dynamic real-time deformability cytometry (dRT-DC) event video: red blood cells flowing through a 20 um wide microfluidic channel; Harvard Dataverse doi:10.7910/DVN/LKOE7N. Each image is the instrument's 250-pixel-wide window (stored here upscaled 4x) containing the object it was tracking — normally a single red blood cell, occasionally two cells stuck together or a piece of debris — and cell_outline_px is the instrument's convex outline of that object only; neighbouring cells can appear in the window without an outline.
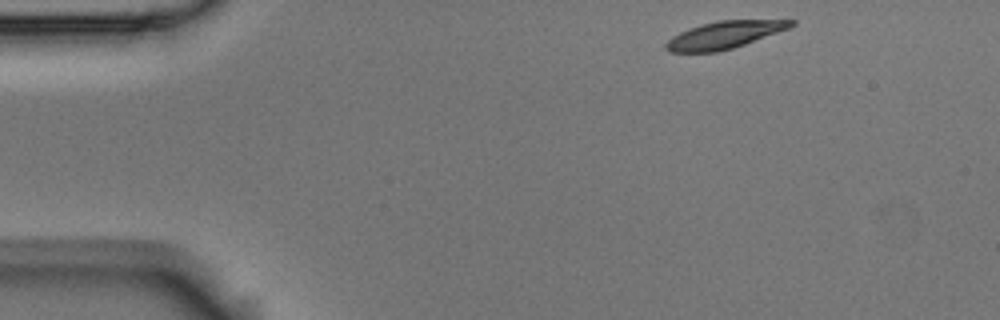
{"species": "Egyptian fruit bat (a non-hibernating species)", "species_latin": "Rousettus aegyptiacus", "temperature_condition": "room temperature", "stored_images_in_passage": 4, "camera_frame_rate_fps": 3000, "um_per_image_px": 0.085, "animal": {"sex": "male"}, "frame": {"image": 1, "passage_image": 1, "time_ms": 0.0, "image_size_px": [1000, 320], "cell_outline_px": [[796, 24], [788, 28], [744, 44], [732, 48], [716, 52], [668, 52], [664, 48], [664, 44], [672, 36], [688, 28], [716, 20], [796, 20]], "centroid_in_image_um": [61.51, 2.97], "position_along_channel_um": 23.5, "area_um2": 19.77}}